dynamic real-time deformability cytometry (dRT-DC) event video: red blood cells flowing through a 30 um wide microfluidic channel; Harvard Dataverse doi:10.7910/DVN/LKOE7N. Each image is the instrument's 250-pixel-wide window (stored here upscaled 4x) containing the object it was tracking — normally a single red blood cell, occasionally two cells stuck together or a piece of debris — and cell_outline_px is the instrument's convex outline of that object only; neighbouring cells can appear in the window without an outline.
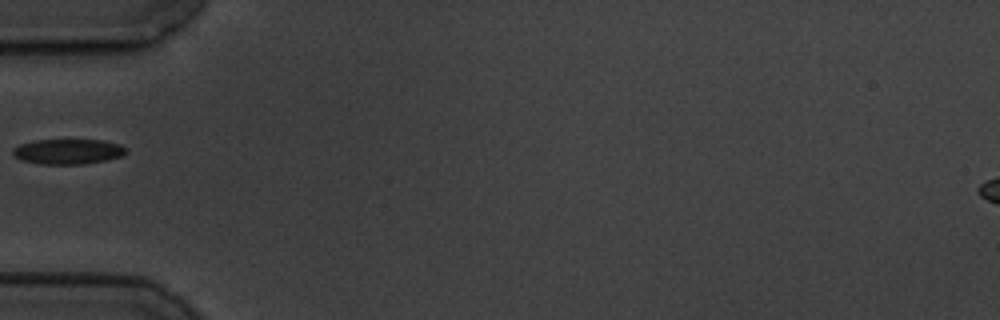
{"species": "common noctule bat (a hibernating species)", "species_latin": "Nyctalus noctula", "temperature_condition": "cold", "stored_images_in_passage": 38, "camera_frame_rate_fps": 3000, "um_per_image_px": 0.085, "animal": {"sex": "male", "body_mass_g": 19.5, "forearm_length_mm": 54.6}, "frame": {"image": 1, "passage_image": 1, "time_ms": 0.0, "image_size_px": [1000, 320], "cell_outline_px": [[128, 148], [120, 156], [104, 160], [84, 164], [40, 164], [24, 160], [16, 156], [12, 152], [12, 148], [20, 144], [36, 140], [104, 140], [120, 144]], "centroid_in_image_um": [5.78, 12.87], "position_along_channel_um": 79.2, "area_um2": 16.42}}